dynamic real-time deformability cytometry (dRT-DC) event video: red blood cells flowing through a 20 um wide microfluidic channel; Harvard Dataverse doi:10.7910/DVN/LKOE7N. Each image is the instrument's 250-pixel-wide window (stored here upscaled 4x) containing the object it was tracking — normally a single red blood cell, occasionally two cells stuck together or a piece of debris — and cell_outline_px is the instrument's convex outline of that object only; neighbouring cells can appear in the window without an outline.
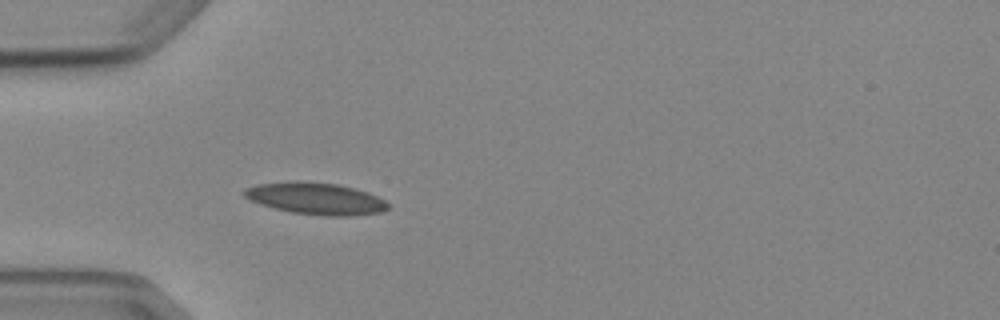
{"species": "Egyptian fruit bat (a non-hibernating species)", "species_latin": "Rousettus aegyptiacus", "temperature_condition": "cold", "stored_images_in_passage": 5, "camera_frame_rate_fps": 3000, "um_per_image_px": 0.085, "animal": {"sex": "female"}, "frame": {"image": 1, "passage_image": 5, "time_ms": 4.667, "image_size_px": [1000, 320], "cell_outline_px": [[388, 208], [380, 212], [348, 216], [324, 216], [292, 212], [260, 204], [244, 196], [240, 192], [244, 188], [256, 184], [336, 184], [368, 192], [384, 200], [388, 204]], "centroid_in_image_um": [26.86, 16.92], "position_along_channel_um": 58.1, "area_um2": 25.43}}